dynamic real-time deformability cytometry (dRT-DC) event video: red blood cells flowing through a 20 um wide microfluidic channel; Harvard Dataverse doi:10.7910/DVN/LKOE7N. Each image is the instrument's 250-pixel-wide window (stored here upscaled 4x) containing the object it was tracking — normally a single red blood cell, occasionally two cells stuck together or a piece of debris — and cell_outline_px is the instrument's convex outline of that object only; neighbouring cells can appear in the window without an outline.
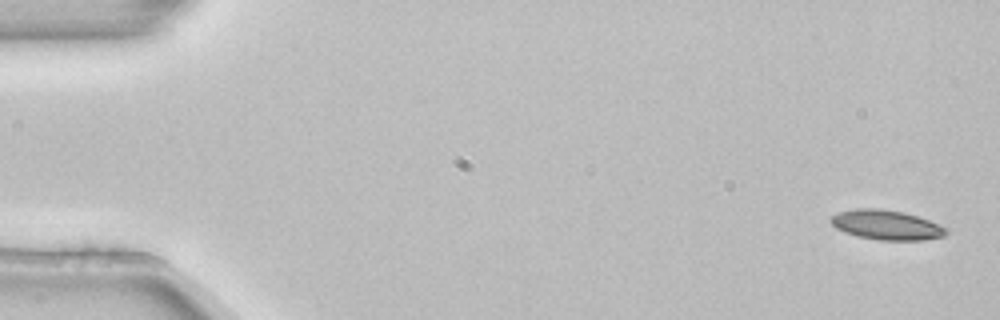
{"species": "common noctule bat (a hibernating species)", "species_latin": "Nyctalus noctula", "temperature_condition": "room temperature", "stored_images_in_passage": 5, "camera_frame_rate_fps": 3000, "um_per_image_px": 0.085, "animal": {"sex": "female", "body_mass_g": 22.7, "forearm_length_mm": 54.2}, "frame": {"image": 1, "passage_image": 1, "time_ms": 0.0, "image_size_px": [1000, 320], "cell_outline_px": [[948, 232], [944, 236], [924, 240], [880, 240], [856, 236], [844, 232], [836, 228], [828, 220], [832, 216], [840, 212], [856, 208], [880, 208], [904, 212], [940, 224], [948, 228]], "centroid_in_image_um": [75.35, 19.12], "position_along_channel_um": 9.6, "area_um2": 20.06}}
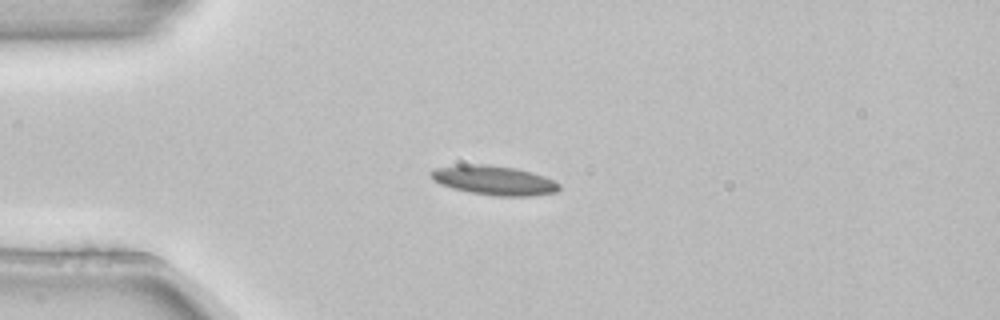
{"frame": {"image": 2, "passage_image": 4, "time_ms": 1.0, "image_size_px": [1000, 320], "cell_outline_px": [[560, 188], [556, 192], [532, 196], [496, 196], [468, 192], [452, 188], [440, 184], [432, 180], [428, 172], [436, 168], [456, 164], [484, 164], [516, 168], [532, 172], [544, 176], [560, 184]], "centroid_in_image_um": [41.95, 15.32], "position_along_channel_um": 43.0, "area_um2": 22.14}}